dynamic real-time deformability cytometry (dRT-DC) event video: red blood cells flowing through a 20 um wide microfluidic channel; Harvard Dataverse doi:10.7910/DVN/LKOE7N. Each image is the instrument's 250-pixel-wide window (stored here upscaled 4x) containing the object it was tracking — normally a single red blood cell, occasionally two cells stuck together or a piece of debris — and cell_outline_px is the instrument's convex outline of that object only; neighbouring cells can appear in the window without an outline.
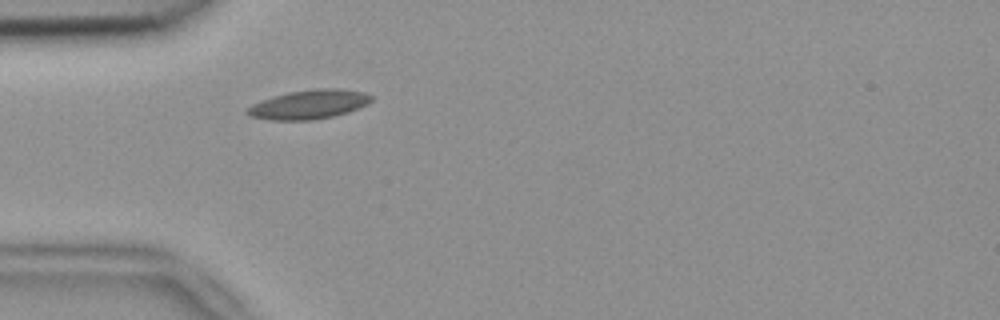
{"species": "common noctule bat (a hibernating species)", "species_latin": "Nyctalus noctula", "temperature_condition": "room temperature", "stored_images_in_passage": 38, "camera_frame_rate_fps": 3000, "um_per_image_px": 0.085, "animal": {"sex": "female", "body_mass_g": 18.4}, "frame": {"image": 1, "passage_image": 1, "time_ms": 0.0, "image_size_px": [1000, 320], "cell_outline_px": [[372, 100], [368, 104], [348, 112], [332, 116], [312, 120], [268, 120], [248, 116], [244, 112], [252, 104], [272, 96], [288, 92], [316, 88], [340, 88], [364, 92], [372, 96]], "centroid_in_image_um": [26.24, 8.87], "position_along_channel_um": 58.8, "area_um2": 21.21}}
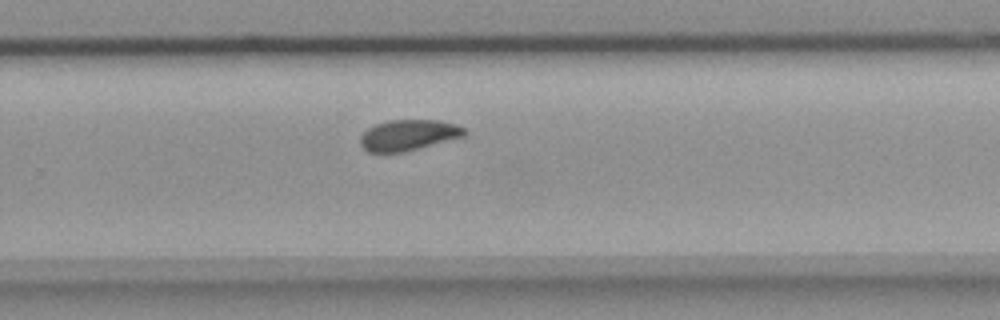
{"frame": {"image": 2, "passage_image": 20, "time_ms": 6.333, "image_size_px": [1000, 320], "cell_outline_px": [[468, 136], [404, 152], [368, 152], [360, 144], [360, 136], [368, 128], [376, 124], [388, 120], [440, 120], [456, 124], [464, 128], [468, 132]], "centroid_in_image_um": [34.77, 11.48], "position_along_channel_um": 295.0, "area_um2": 18.96}}
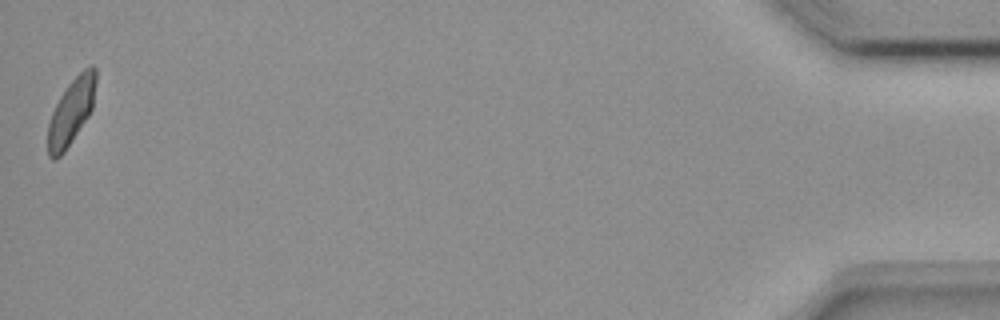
{"frame": {"image": 3, "passage_image": 38, "time_ms": 12.333, "image_size_px": [1000, 320], "cell_outline_px": [[96, 80], [92, 108], [88, 116], [64, 152], [56, 160], [52, 160], [48, 156], [48, 124], [52, 112], [60, 96], [68, 84], [84, 68], [92, 64], [96, 68]], "centroid_in_image_um": [6.05, 9.48], "position_along_channel_um": 429.2, "area_um2": 18.26}, "authors_computed_cell_mechanics": {"area_um2": 19.0451, "velocity_mm_per_s": 3.8062, "shape_relaxation_time_tau1_ms": 2.3846, "shape_relaxation_time_tau2_ms": 8.8485, "deformation_change_tau1": 0.1044, "deformation_change_tau2": 0.1105}}